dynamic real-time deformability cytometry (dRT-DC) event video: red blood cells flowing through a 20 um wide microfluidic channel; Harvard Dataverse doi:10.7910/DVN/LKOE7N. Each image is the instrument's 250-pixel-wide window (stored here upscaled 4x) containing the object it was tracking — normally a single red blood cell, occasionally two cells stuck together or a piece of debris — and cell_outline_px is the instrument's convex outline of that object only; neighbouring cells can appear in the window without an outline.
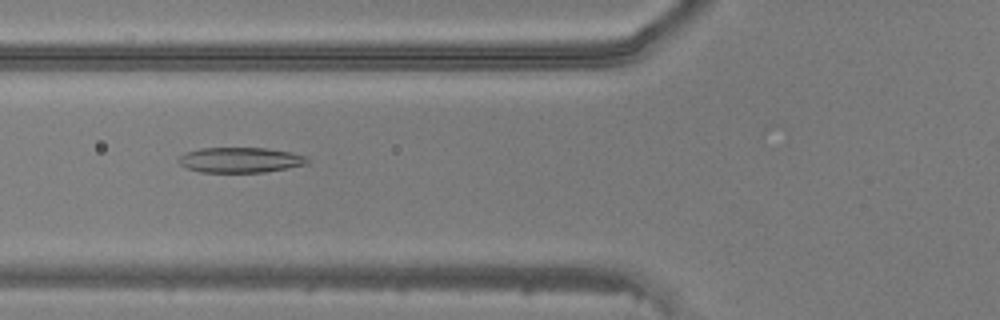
{"species": "common noctule bat (a hibernating species)", "species_latin": "Nyctalus noctula", "temperature_condition": "warm", "stored_images_in_passage": 45, "camera_frame_rate_fps": 3000, "um_per_image_px": 0.085, "animal": {"sex": "male", "body_mass_g": 20.5, "forearm_length_mm": 52.5}, "frame": {"image": 1, "passage_image": 19, "time_ms": 6.0, "image_size_px": [1000, 320], "cell_outline_px": [[308, 164], [264, 172], [200, 172], [188, 168], [180, 164], [176, 160], [184, 152], [200, 148], [264, 148], [288, 152], [304, 156], [308, 160]], "centroid_in_image_um": [20.36, 13.6], "position_along_channel_um": 105.4, "area_um2": 18.79}}
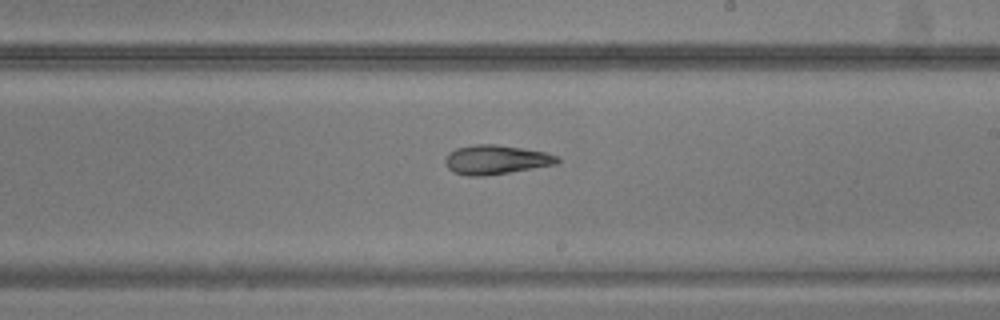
{"frame": {"image": 2, "passage_image": 29, "time_ms": 9.333, "image_size_px": [1000, 320], "cell_outline_px": [[560, 160], [556, 164], [484, 176], [468, 176], [452, 172], [448, 168], [444, 160], [448, 152], [456, 148], [476, 144], [496, 144], [544, 152], [556, 156]], "centroid_in_image_um": [42.09, 13.57], "position_along_channel_um": 246.9, "area_um2": 18.9}}
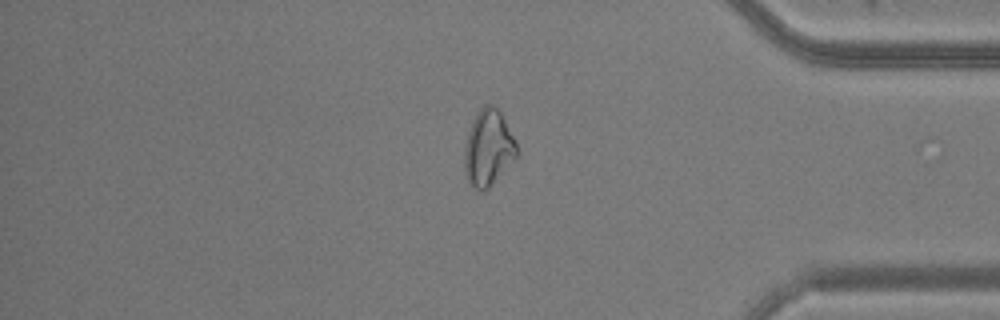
{"frame": {"image": 3, "passage_image": 41, "time_ms": 13.333, "image_size_px": [1000, 320], "cell_outline_px": [[516, 156], [488, 188], [484, 192], [468, 184], [464, 172], [464, 148], [468, 132], [472, 120], [476, 112], [484, 104], [492, 104], [500, 112], [516, 140]], "centroid_in_image_um": [41.46, 12.56], "position_along_channel_um": 393.7, "area_um2": 23.06}}